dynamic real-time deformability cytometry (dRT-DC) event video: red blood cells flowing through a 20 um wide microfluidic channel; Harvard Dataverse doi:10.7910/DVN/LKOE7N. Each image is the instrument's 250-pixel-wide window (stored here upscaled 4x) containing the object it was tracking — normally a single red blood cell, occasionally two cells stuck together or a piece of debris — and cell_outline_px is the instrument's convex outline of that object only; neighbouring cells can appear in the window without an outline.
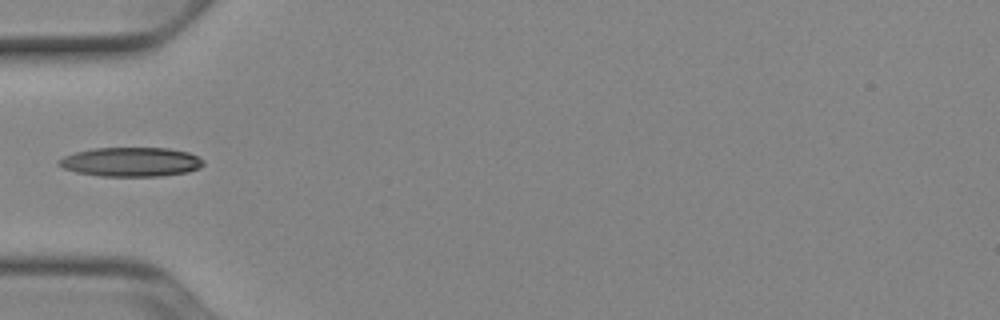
{"species": "Egyptian fruit bat (a non-hibernating species)", "species_latin": "Rousettus aegyptiacus", "temperature_condition": "cold", "stored_images_in_passage": 33, "camera_frame_rate_fps": 3000, "um_per_image_px": 0.085, "animal": {"sex": "female"}, "frame": {"image": 1, "passage_image": 1, "time_ms": 0.0, "image_size_px": [1000, 320], "cell_outline_px": [[204, 164], [200, 168], [188, 172], [160, 176], [100, 176], [76, 172], [64, 168], [56, 164], [56, 160], [64, 156], [76, 152], [92, 148], [168, 148], [188, 152], [204, 160]], "centroid_in_image_um": [11.12, 13.76], "position_along_channel_um": 73.9, "area_um2": 24.74}}
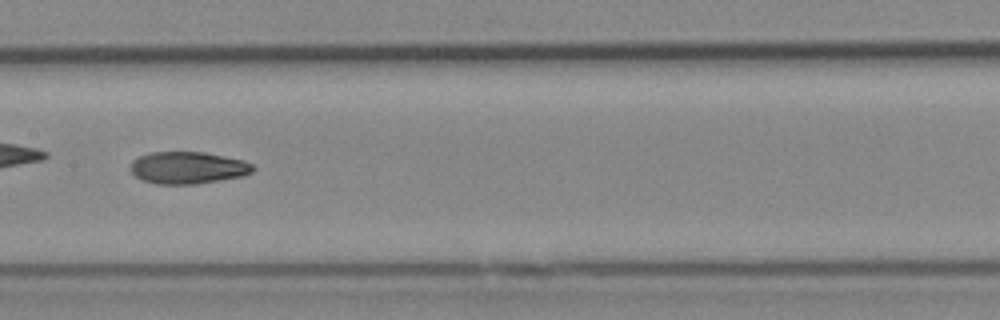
{"frame": {"image": 2, "passage_image": 10, "time_ms": 3.0, "image_size_px": [1000, 320], "cell_outline_px": [[256, 168], [252, 172], [244, 176], [196, 184], [156, 184], [140, 180], [128, 168], [132, 160], [140, 156], [152, 152], [204, 152], [240, 160], [252, 164]], "centroid_in_image_um": [15.93, 14.27], "position_along_channel_um": 191.5, "area_um2": 22.95}}
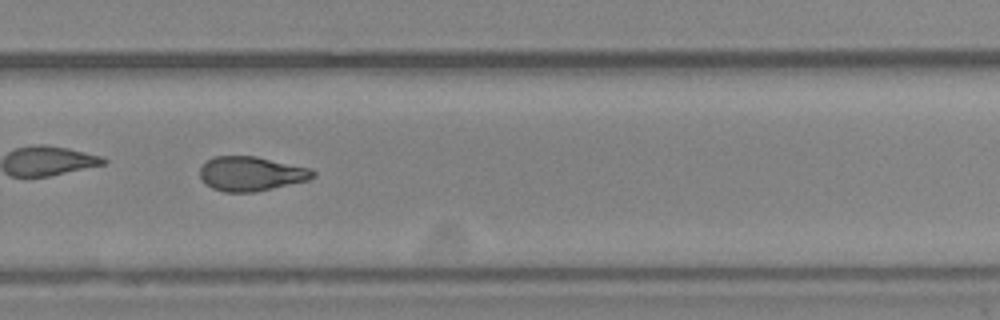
{"frame": {"image": 3, "passage_image": 19, "time_ms": 6.0, "image_size_px": [1000, 320], "cell_outline_px": [[316, 176], [308, 180], [272, 188], [252, 192], [224, 192], [212, 188], [200, 176], [200, 168], [212, 156], [256, 156], [312, 168], [316, 172]], "centroid_in_image_um": [21.38, 14.75], "position_along_channel_um": 308.4, "area_um2": 22.6}}